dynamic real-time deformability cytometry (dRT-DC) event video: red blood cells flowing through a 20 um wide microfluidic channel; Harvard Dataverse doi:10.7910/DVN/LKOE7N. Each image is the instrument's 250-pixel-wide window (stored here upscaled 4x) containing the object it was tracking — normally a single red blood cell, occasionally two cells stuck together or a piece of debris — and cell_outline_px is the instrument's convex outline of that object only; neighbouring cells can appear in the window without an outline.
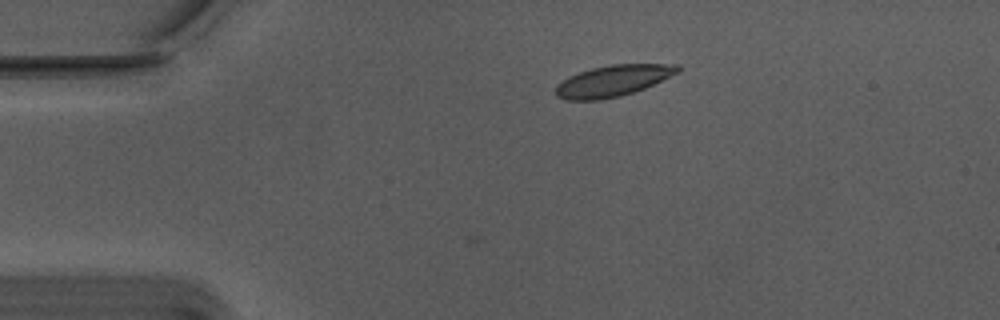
{"species": "Egyptian fruit bat (a non-hibernating species)", "species_latin": "Rousettus aegyptiacus", "temperature_condition": "warm", "stored_images_in_passage": 2, "camera_frame_rate_fps": 3000, "um_per_image_px": 0.085, "animal": {"sex": "male"}, "frame": {"image": 1, "passage_image": 2, "time_ms": 0.333, "image_size_px": [1000, 320], "cell_outline_px": [[680, 72], [644, 88], [620, 96], [600, 100], [564, 100], [556, 96], [556, 84], [568, 76], [592, 68], [612, 64], [680, 64]], "centroid_in_image_um": [52.09, 6.87], "position_along_channel_um": 32.9, "area_um2": 22.2}}